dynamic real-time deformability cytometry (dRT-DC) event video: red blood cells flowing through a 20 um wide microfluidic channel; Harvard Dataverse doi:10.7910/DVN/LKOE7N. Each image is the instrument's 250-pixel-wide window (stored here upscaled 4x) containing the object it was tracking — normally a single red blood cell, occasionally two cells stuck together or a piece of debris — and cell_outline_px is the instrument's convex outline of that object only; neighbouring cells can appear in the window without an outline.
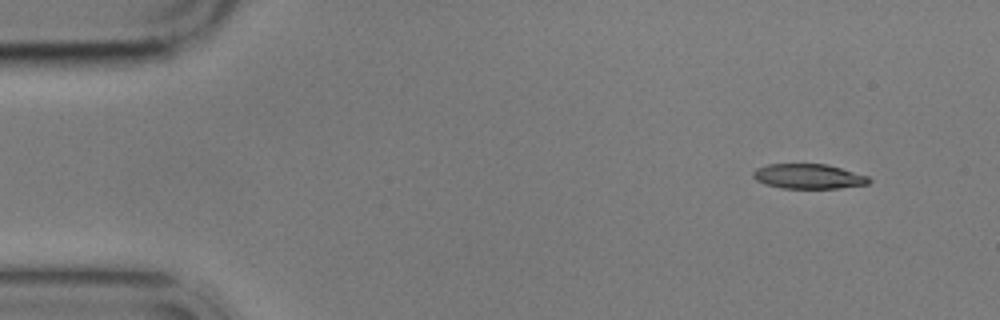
{"species": "common noctule bat (a hibernating species)", "species_latin": "Nyctalus noctula", "temperature_condition": "cold", "stored_images_in_passage": 6, "camera_frame_rate_fps": 3000, "um_per_image_px": 0.085, "animal": {"sex": "male", "body_mass_g": 17.9}, "frame": {"image": 1, "passage_image": 1, "time_ms": 0.0, "image_size_px": [1000, 320], "cell_outline_px": [[872, 180], [868, 184], [840, 188], [780, 188], [764, 184], [756, 180], [752, 176], [752, 172], [756, 168], [768, 164], [828, 164], [868, 176]], "centroid_in_image_um": [68.71, 14.99], "position_along_channel_um": 16.3, "area_um2": 16.88}}
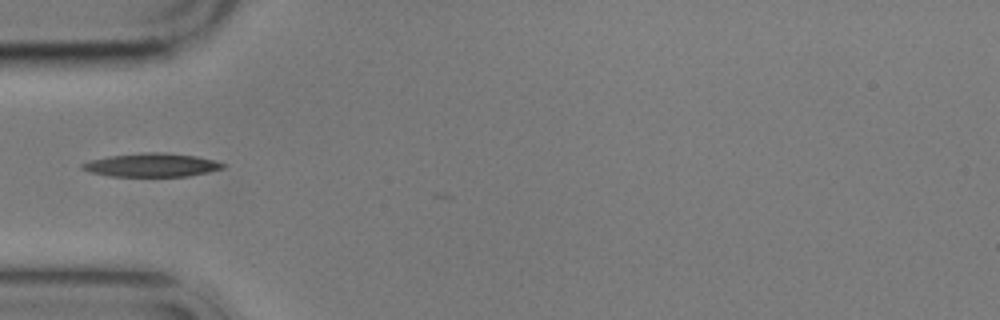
{"frame": {"image": 2, "passage_image": 5, "time_ms": 4.333, "image_size_px": [1000, 320], "cell_outline_px": [[228, 164], [224, 168], [208, 172], [188, 176], [108, 176], [88, 172], [80, 168], [80, 164], [92, 160], [108, 156], [148, 152], [156, 152], [196, 156]], "centroid_in_image_um": [12.87, 14.03], "position_along_channel_um": 72.1, "area_um2": 19.19}}